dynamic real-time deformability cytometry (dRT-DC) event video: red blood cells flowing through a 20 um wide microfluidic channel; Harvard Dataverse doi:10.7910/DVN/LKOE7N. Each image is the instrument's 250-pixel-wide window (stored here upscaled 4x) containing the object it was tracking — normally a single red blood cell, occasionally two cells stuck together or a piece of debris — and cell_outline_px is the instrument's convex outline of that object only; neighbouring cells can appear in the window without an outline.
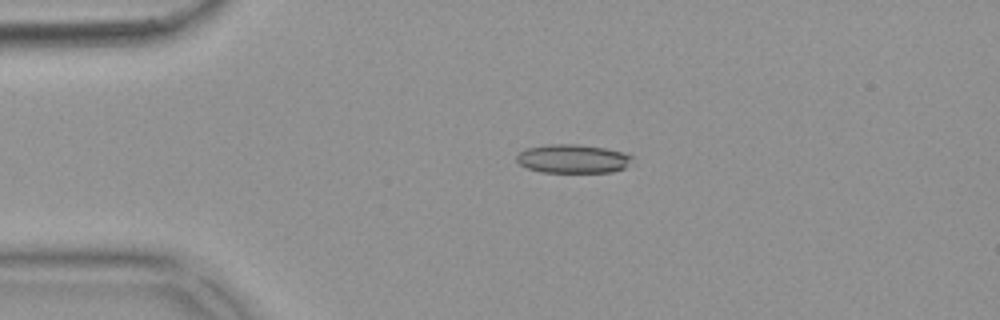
{"species": "common noctule bat (a hibernating species)", "species_latin": "Nyctalus noctula", "temperature_condition": "warm", "stored_images_in_passage": 44, "camera_frame_rate_fps": 3000, "um_per_image_px": 0.085, "animal": {"sex": "female", "body_mass_g": 18.4}, "frame": {"image": 1, "passage_image": 1, "time_ms": 0.0, "image_size_px": [1000, 320], "cell_outline_px": [[632, 156], [624, 168], [612, 172], [540, 172], [528, 168], [520, 164], [516, 160], [516, 156], [524, 148], [548, 144], [580, 144], [604, 148], [624, 152]], "centroid_in_image_um": [48.64, 13.48], "position_along_channel_um": 36.4, "area_um2": 19.31}}
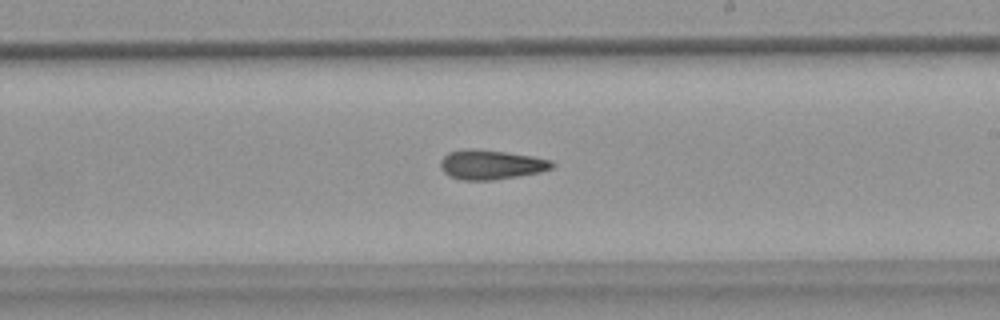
{"frame": {"image": 2, "passage_image": 21, "time_ms": 6.667, "image_size_px": [1000, 320], "cell_outline_px": [[556, 164], [552, 168], [540, 172], [520, 176], [492, 180], [460, 180], [448, 176], [440, 168], [440, 160], [448, 152], [468, 148], [472, 148], [508, 152], [532, 156], [552, 160]], "centroid_in_image_um": [41.73, 13.99], "position_along_channel_um": 247.3, "area_um2": 19.48}}
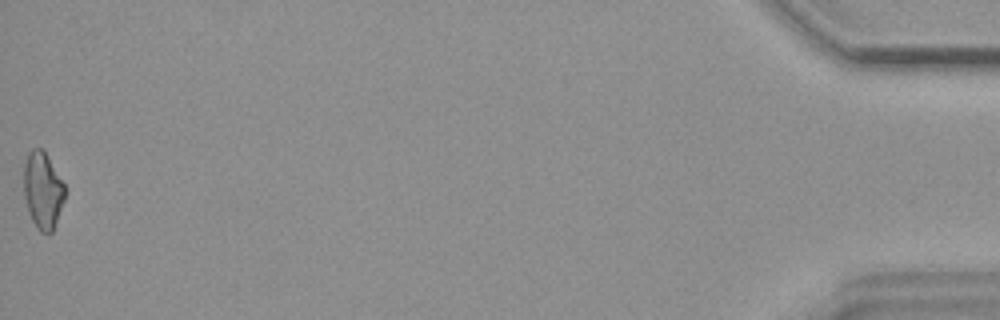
{"frame": {"image": 3, "passage_image": 44, "time_ms": 14.333, "image_size_px": [1000, 320], "cell_outline_px": [[64, 200], [52, 232], [40, 232], [36, 228], [28, 212], [24, 196], [24, 164], [28, 152], [32, 148], [44, 148], [64, 184]], "centroid_in_image_um": [3.62, 16.14], "position_along_channel_um": 431.6, "area_um2": 18.38}, "authors_computed_cell_mechanics": {"area_um2": 18.8428, "velocity_mm_per_s": 3.7003, "shape_relaxation_time_tau1_ms": null, "shape_relaxation_time_tau2_ms": 6.5047, "deformation_change_tau1": null, "deformation_change_tau2": 0.17}}